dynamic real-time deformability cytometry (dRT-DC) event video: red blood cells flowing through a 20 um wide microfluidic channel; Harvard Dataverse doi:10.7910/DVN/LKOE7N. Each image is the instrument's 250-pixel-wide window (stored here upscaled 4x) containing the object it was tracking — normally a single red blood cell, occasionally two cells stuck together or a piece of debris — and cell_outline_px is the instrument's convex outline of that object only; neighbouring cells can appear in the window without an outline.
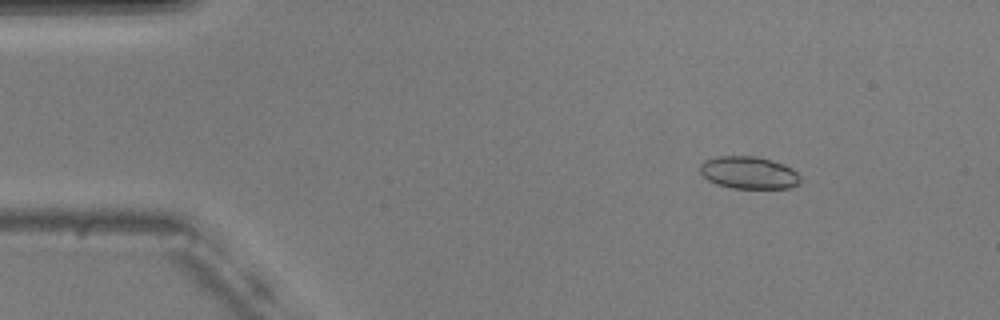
{"species": "common noctule bat (a hibernating species)", "species_latin": "Nyctalus noctula", "temperature_condition": "warm", "stored_images_in_passage": 54, "camera_frame_rate_fps": 3000, "um_per_image_px": 0.085, "animal": {"sex": "male", "body_mass_g": 20.5, "forearm_length_mm": 52.5}, "frame": {"image": 1, "passage_image": 7, "time_ms": 2.0, "image_size_px": [1000, 320], "cell_outline_px": [[800, 184], [788, 188], [732, 188], [716, 184], [708, 180], [700, 172], [700, 164], [704, 160], [716, 156], [756, 156], [784, 164], [792, 168], [800, 176]], "centroid_in_image_um": [63.64, 14.67], "position_along_channel_um": 21.4, "area_um2": 19.02}}
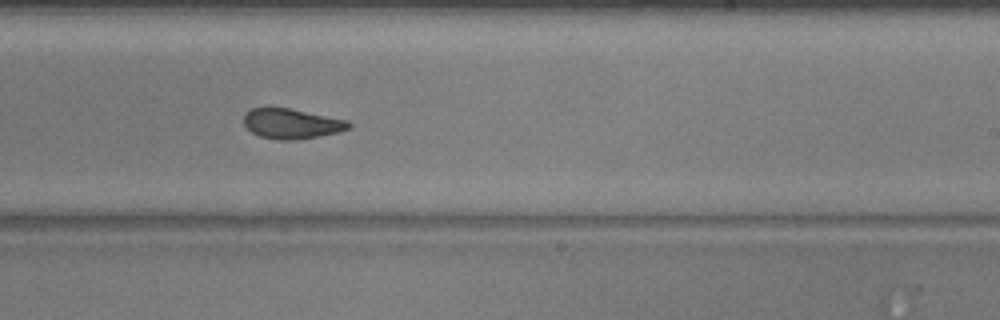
{"frame": {"image": 2, "passage_image": 33, "time_ms": 10.667, "image_size_px": [1000, 320], "cell_outline_px": [[352, 128], [340, 132], [320, 136], [292, 140], [280, 140], [260, 136], [252, 132], [244, 124], [244, 112], [252, 108], [268, 104], [348, 120], [352, 124]], "centroid_in_image_um": [24.77, 10.47], "position_along_channel_um": 264.2, "area_um2": 18.9}}
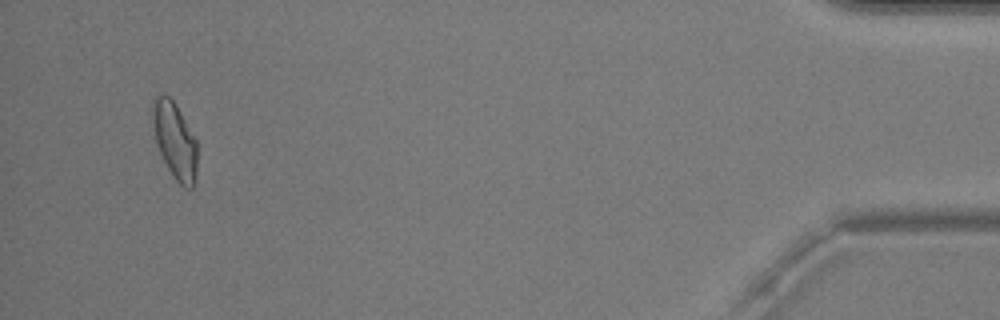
{"frame": {"image": 3, "passage_image": 52, "time_ms": 17.0, "image_size_px": [1000, 320], "cell_outline_px": [[196, 180], [192, 188], [184, 188], [172, 176], [156, 144], [152, 120], [152, 100], [156, 96], [168, 96], [176, 104], [196, 140]], "centroid_in_image_um": [14.85, 11.96], "position_along_channel_um": 420.3, "area_um2": 19.71}, "authors_computed_cell_mechanics": {"area_um2": 19.1607, "velocity_mm_per_s": 3.7119, "shape_relaxation_time_tau1_ms": 5.7111, "shape_relaxation_time_tau2_ms": 2.1123, "deformation_change_tau1": 0.2046, "deformation_change_tau2": 0.0927}}